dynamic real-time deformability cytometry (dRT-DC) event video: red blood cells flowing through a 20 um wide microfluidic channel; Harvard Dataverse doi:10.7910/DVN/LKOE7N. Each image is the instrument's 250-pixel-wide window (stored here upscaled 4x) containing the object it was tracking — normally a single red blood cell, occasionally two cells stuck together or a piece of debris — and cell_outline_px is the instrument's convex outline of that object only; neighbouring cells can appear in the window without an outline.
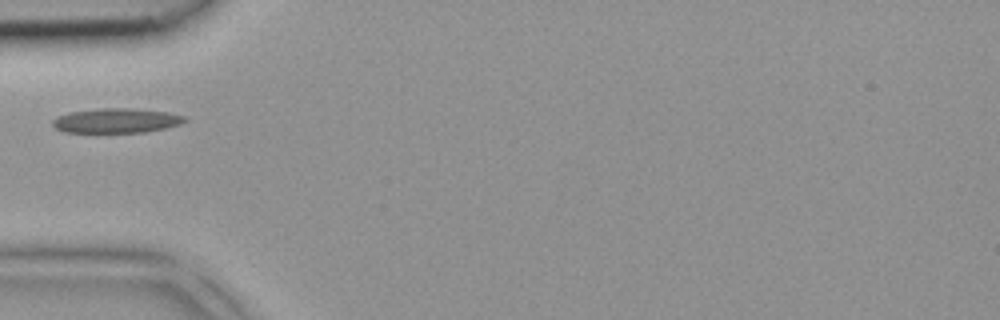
{"species": "common noctule bat (a hibernating species)", "species_latin": "Nyctalus noctula", "temperature_condition": "room temperature", "stored_images_in_passage": 2, "camera_frame_rate_fps": 3000, "um_per_image_px": 0.085, "animal": {"sex": "female", "body_mass_g": 18.4}, "frame": {"image": 1, "passage_image": 2, "time_ms": 0.333, "image_size_px": [1000, 320], "cell_outline_px": [[188, 120], [180, 124], [164, 128], [144, 132], [64, 132], [56, 128], [52, 124], [52, 120], [56, 116], [68, 112], [100, 108], [132, 108], [168, 112], [184, 116]], "centroid_in_image_um": [9.87, 10.24], "position_along_channel_um": 75.1, "area_um2": 18.96}}